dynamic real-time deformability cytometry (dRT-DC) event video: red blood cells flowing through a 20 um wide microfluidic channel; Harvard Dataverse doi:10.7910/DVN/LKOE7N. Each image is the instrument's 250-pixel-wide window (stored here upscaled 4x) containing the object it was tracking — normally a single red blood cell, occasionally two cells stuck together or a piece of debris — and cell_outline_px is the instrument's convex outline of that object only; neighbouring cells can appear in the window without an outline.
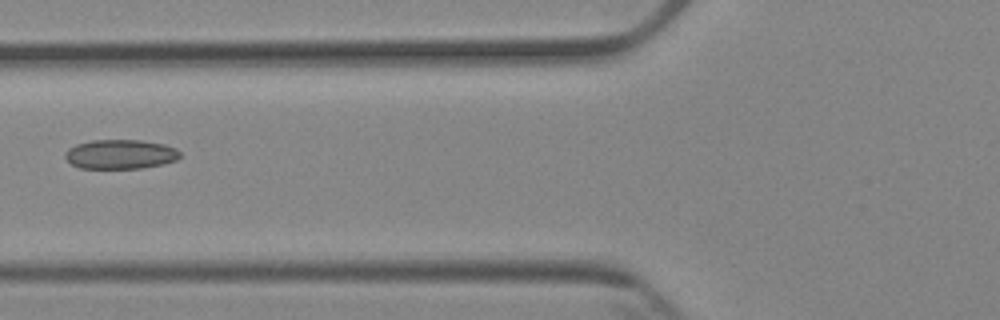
{"species": "Egyptian fruit bat (a non-hibernating species)", "species_latin": "Rousettus aegyptiacus", "temperature_condition": "cold", "stored_images_in_passage": 6, "camera_frame_rate_fps": 3000, "um_per_image_px": 0.085, "animal": {"sex": "female"}, "frame": {"image": 1, "passage_image": 6, "time_ms": 6.667, "image_size_px": [1000, 320], "cell_outline_px": [[180, 156], [176, 160], [164, 164], [140, 168], [80, 168], [72, 164], [64, 156], [64, 152], [68, 148], [76, 144], [92, 140], [140, 140], [164, 144], [176, 148], [180, 152]], "centroid_in_image_um": [10.23, 13.1], "position_along_channel_um": 115.6, "area_um2": 19.71}}